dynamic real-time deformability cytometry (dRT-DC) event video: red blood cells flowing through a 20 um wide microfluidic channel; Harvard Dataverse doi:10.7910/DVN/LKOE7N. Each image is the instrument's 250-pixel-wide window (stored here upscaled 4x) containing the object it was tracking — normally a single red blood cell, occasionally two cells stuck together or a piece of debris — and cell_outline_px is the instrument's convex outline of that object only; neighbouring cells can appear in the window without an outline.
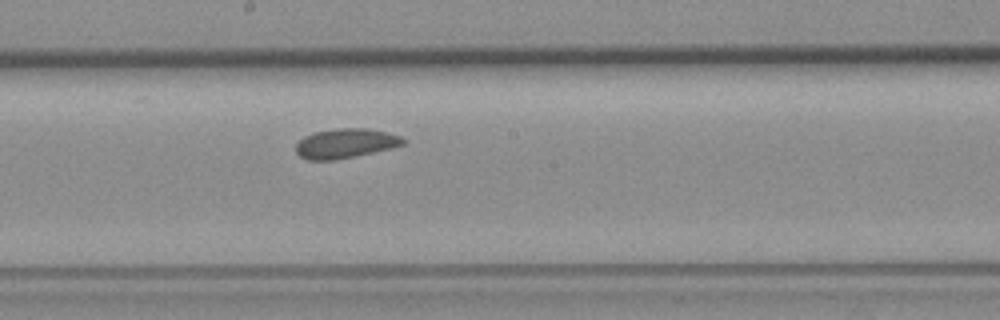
{"species": "common noctule bat (a hibernating species)", "species_latin": "Nyctalus noctula", "temperature_condition": "room temperature", "stored_images_in_passage": 9, "camera_frame_rate_fps": 3000, "um_per_image_px": 0.085, "animal": {"sex": "female", "body_mass_g": 19.3, "forearm_length_mm": 54.1}, "frame": {"image": 1, "passage_image": 9, "time_ms": 9.667, "image_size_px": [1000, 320], "cell_outline_px": [[404, 144], [372, 152], [332, 160], [308, 160], [300, 156], [296, 152], [296, 144], [304, 136], [312, 132], [336, 128], [368, 128], [400, 136], [404, 140]], "centroid_in_image_um": [29.29, 12.17], "position_along_channel_um": 218.9, "area_um2": 18.15}}